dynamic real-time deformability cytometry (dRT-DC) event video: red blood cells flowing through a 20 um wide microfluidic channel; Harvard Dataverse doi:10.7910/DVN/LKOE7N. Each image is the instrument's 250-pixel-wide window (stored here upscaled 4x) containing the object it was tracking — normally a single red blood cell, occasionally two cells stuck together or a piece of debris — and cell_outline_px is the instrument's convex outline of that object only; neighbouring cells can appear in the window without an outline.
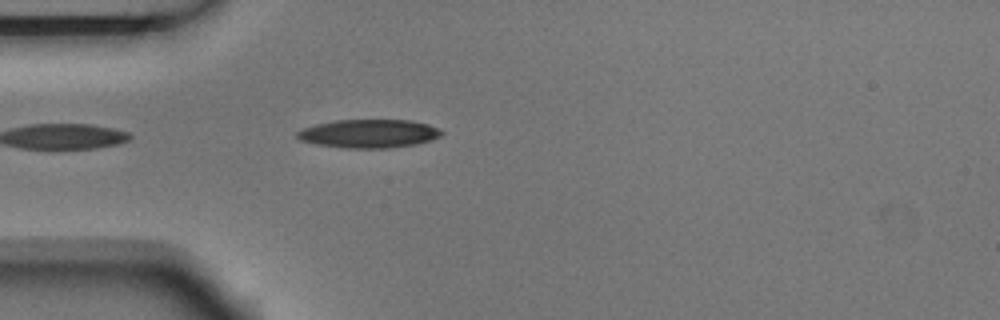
{"species": "Egyptian fruit bat (a non-hibernating species)", "species_latin": "Rousettus aegyptiacus", "temperature_condition": "room temperature", "stored_images_in_passage": 4, "camera_frame_rate_fps": 3000, "um_per_image_px": 0.085, "animal": {"sex": "male"}, "frame": {"image": 1, "passage_image": 4, "time_ms": 1.0, "image_size_px": [1000, 320], "cell_outline_px": [[444, 132], [440, 136], [432, 140], [416, 144], [388, 148], [348, 148], [316, 144], [300, 140], [296, 136], [296, 132], [304, 128], [316, 124], [336, 120], [408, 120], [428, 124], [440, 128]], "centroid_in_image_um": [31.38, 11.35], "position_along_channel_um": 53.6, "area_um2": 23.93}}